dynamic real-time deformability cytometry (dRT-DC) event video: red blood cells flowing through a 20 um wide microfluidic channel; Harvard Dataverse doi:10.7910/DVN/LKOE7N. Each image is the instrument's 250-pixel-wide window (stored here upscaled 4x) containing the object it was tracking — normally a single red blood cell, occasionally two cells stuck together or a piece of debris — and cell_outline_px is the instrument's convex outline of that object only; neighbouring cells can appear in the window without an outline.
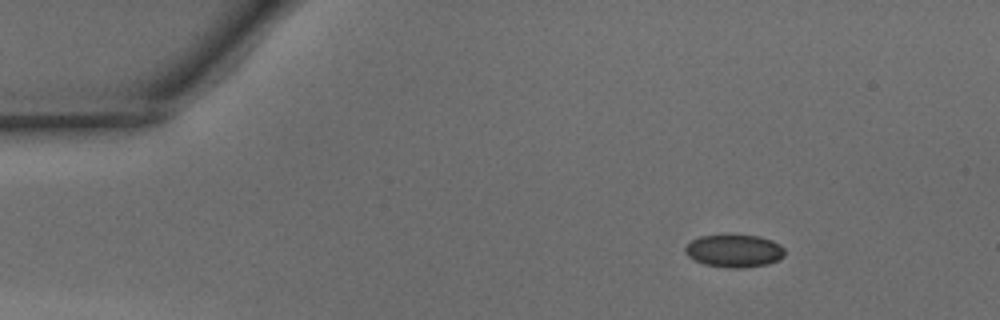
{"species": "common noctule bat (a hibernating species)", "species_latin": "Nyctalus noctula", "temperature_condition": "warm", "stored_images_in_passage": 35, "camera_frame_rate_fps": 3000, "um_per_image_px": 0.085, "animal": {"sex": "male", "body_mass_g": 15.6}, "frame": {"image": 1, "passage_image": 1, "time_ms": 0.0, "image_size_px": [1000, 320], "cell_outline_px": [[784, 256], [768, 264], [744, 268], [728, 268], [704, 264], [688, 256], [684, 252], [684, 248], [692, 240], [700, 236], [760, 236], [772, 240], [780, 244], [784, 248]], "centroid_in_image_um": [62.42, 21.34], "position_along_channel_um": 22.6, "area_um2": 18.79}}
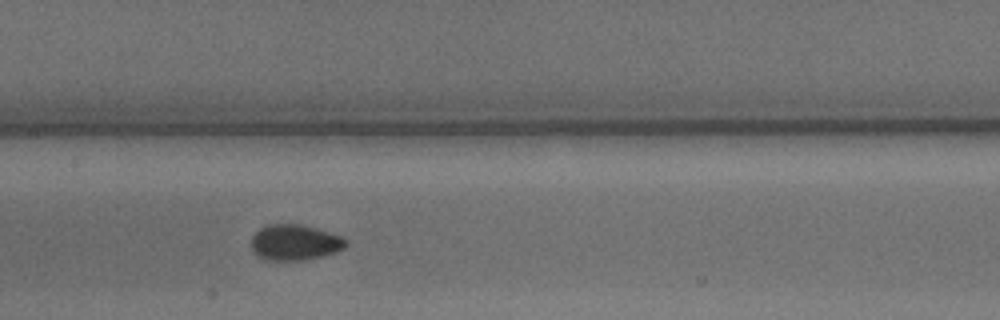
{"frame": {"image": 2, "passage_image": 18, "time_ms": 5.667, "image_size_px": [1000, 320], "cell_outline_px": [[348, 244], [344, 248], [320, 256], [304, 260], [264, 260], [252, 248], [252, 236], [260, 228], [268, 224], [300, 224], [316, 228], [340, 236], [348, 240]], "centroid_in_image_um": [25.06, 20.59], "position_along_channel_um": 182.3, "area_um2": 19.42}}
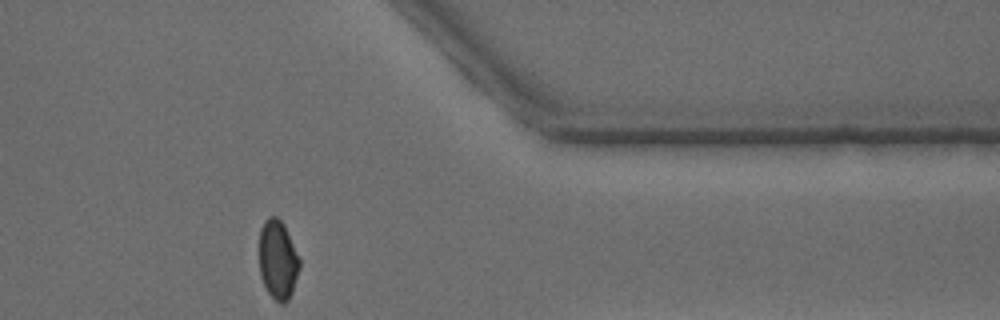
{"frame": {"image": 3, "passage_image": 34, "time_ms": 11.0, "image_size_px": [1000, 320], "cell_outline_px": [[300, 268], [292, 292], [288, 300], [284, 304], [280, 304], [268, 292], [260, 276], [260, 228], [264, 220], [268, 216], [276, 216], [284, 224], [300, 260]], "centroid_in_image_um": [23.62, 22.07], "position_along_channel_um": 387.8, "area_um2": 18.55}, "authors_computed_cell_mechanics": {"area_um2": 19.074, "velocity_mm_per_s": 4.1572, "shape_relaxation_time_tau1_ms": 3.1145, "shape_relaxation_time_tau2_ms": null, "deformation_change_tau1": 0.0711, "deformation_change_tau2": null}}